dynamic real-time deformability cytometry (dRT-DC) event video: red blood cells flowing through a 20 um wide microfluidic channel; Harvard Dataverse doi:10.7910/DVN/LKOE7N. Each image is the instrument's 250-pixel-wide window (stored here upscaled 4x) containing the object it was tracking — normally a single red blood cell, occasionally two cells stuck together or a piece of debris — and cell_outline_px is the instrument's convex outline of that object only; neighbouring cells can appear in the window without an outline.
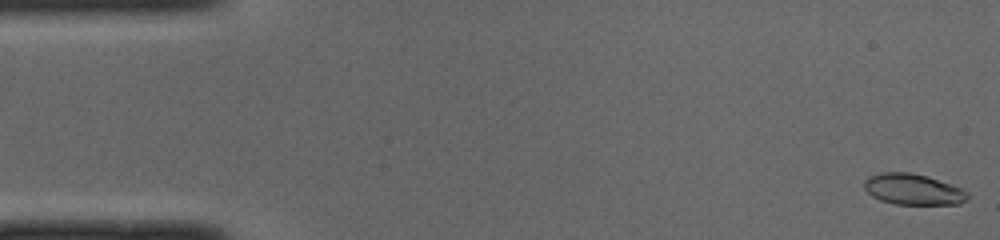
{"species": "common noctule bat (a hibernating species)", "species_latin": "Nyctalus noctula", "temperature_condition": "cold", "stored_images_in_passage": 50, "camera_frame_rate_fps": 3000, "um_per_image_px": 0.085, "animal": {"sex": "male", "body_mass_g": 19.0, "forearm_length_mm": 50.8}, "frame": {"image": 1, "passage_image": 1, "time_ms": 0.0, "image_size_px": [1000, 240], "cell_outline_px": [[968, 200], [960, 204], [896, 204], [880, 200], [872, 196], [864, 188], [864, 180], [868, 176], [880, 172], [912, 172], [928, 176], [960, 188], [968, 192]], "centroid_in_image_um": [77.59, 16.08], "position_along_channel_um": 7.4, "area_um2": 18.73}}
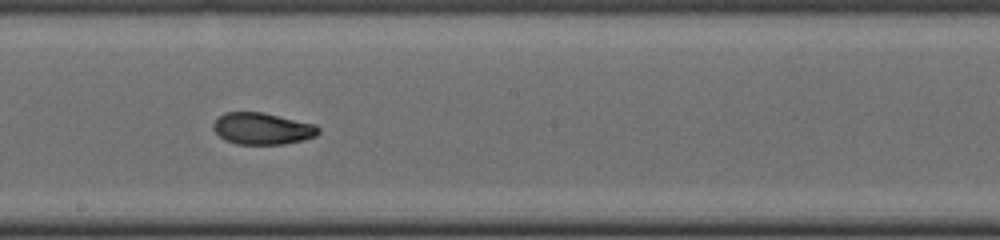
{"frame": {"image": 2, "passage_image": 27, "time_ms": 8.667, "image_size_px": [1000, 240], "cell_outline_px": [[320, 132], [316, 136], [304, 140], [284, 144], [236, 144], [224, 140], [212, 128], [212, 124], [224, 112], [264, 112], [316, 124], [320, 128]], "centroid_in_image_um": [22.32, 10.93], "position_along_channel_um": 225.9, "area_um2": 19.65}}
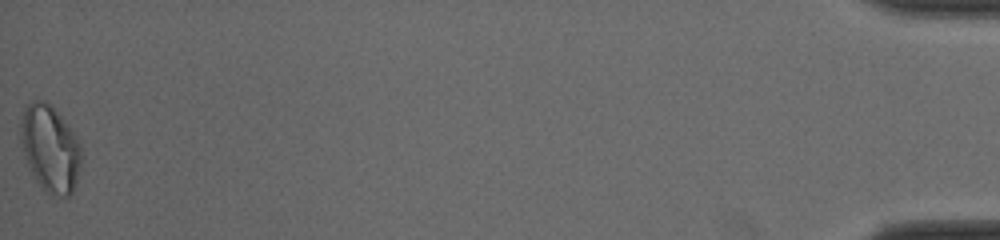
{"frame": {"image": 3, "passage_image": 50, "time_ms": 16.333, "image_size_px": [1000, 240], "cell_outline_px": [[80, 164], [76, 180], [72, 192], [68, 196], [52, 196], [36, 180], [28, 164], [20, 140], [20, 124], [24, 104], [32, 100], [44, 100], [52, 104], [76, 136], [80, 144]], "centroid_in_image_um": [4.24, 12.55], "position_along_channel_um": 431.0, "area_um2": 30.46}, "authors_computed_cell_mechanics": {"area_um2": 19.8832, "velocity_mm_per_s": 4.0065, "shape_relaxation_time_tau1_ms": 4.8806, "shape_relaxation_time_tau2_ms": 0.9249, "deformation_change_tau1": 0.1692, "deformation_change_tau2": 0.0483}}